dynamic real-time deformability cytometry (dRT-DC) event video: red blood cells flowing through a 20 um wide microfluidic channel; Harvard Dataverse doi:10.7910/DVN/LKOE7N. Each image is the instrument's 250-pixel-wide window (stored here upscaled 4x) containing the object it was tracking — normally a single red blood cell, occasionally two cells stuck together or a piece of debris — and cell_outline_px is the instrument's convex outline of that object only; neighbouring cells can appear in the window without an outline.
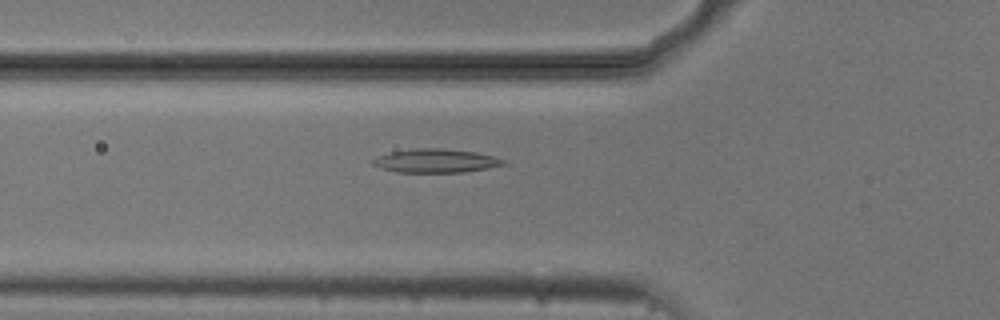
{"species": "common noctule bat (a hibernating species)", "species_latin": "Nyctalus noctula", "temperature_condition": "cold", "stored_images_in_passage": 5, "camera_frame_rate_fps": 3000, "um_per_image_px": 0.085, "animal": {"sex": "male", "body_mass_g": 20.5, "forearm_length_mm": 52.5}, "frame": {"image": 1, "passage_image": 5, "time_ms": 1.333, "image_size_px": [1000, 320], "cell_outline_px": [[504, 164], [488, 168], [464, 172], [396, 172], [380, 168], [372, 164], [372, 160], [380, 156], [392, 152], [412, 148], [440, 148], [476, 152], [492, 156], [504, 160]], "centroid_in_image_um": [37.01, 13.67], "position_along_channel_um": 88.8, "area_um2": 17.8}}